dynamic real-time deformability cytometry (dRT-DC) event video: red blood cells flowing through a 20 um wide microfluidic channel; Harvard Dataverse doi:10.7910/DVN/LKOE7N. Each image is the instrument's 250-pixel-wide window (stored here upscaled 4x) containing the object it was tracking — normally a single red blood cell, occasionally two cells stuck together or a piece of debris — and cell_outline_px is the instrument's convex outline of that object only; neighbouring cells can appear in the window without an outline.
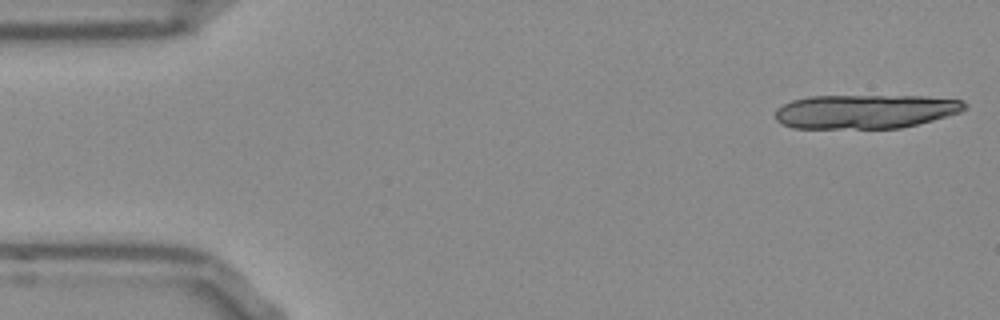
{"species": "Egyptian fruit bat (a non-hibernating species)", "species_latin": "Rousettus aegyptiacus", "temperature_condition": "room temperature", "stored_images_in_passage": 16, "camera_frame_rate_fps": 3000, "um_per_image_px": 0.085, "frame": {"image": 1, "passage_image": 1, "time_ms": 0.0, "image_size_px": [1000, 320], "cell_outline_px": [[968, 108], [960, 112], [932, 120], [900, 128], [792, 128], [776, 120], [776, 108], [792, 100], [808, 96], [924, 96], [964, 100], [968, 104]], "centroid_in_image_um": [73.57, 9.46], "position_along_channel_um": 11.4, "area_um2": 37.63}}